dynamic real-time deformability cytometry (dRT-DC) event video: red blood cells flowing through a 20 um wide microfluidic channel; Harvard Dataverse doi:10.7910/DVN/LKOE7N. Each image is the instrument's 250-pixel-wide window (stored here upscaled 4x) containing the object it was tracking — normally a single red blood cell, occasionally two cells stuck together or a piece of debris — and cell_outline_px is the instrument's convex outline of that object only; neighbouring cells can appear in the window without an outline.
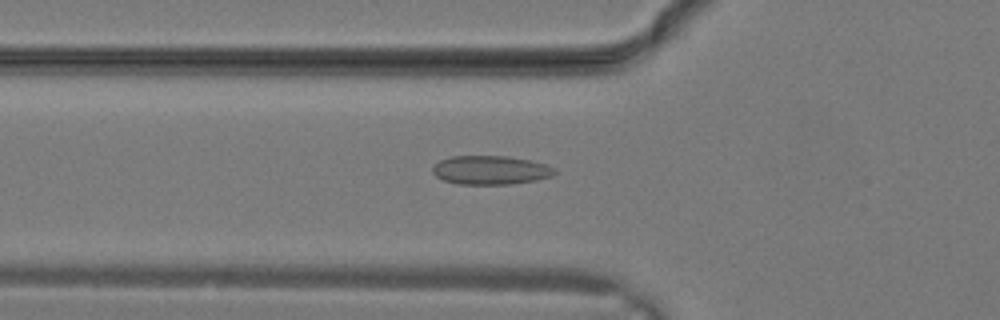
{"species": "common noctule bat (a hibernating species)", "species_latin": "Nyctalus noctula", "temperature_condition": "warm", "stored_images_in_passage": 16, "camera_frame_rate_fps": 3000, "um_per_image_px": 0.085, "animal": {"sex": "male", "body_mass_g": 19.2, "forearm_length_mm": 51.8}, "frame": {"image": 1, "passage_image": 10, "time_ms": 3.0, "image_size_px": [1000, 320], "cell_outline_px": [[556, 172], [552, 176], [536, 180], [512, 184], [456, 184], [444, 180], [436, 176], [432, 172], [432, 168], [440, 160], [452, 156], [508, 156], [532, 160], [556, 168]], "centroid_in_image_um": [41.71, 14.46], "position_along_channel_um": 84.1, "area_um2": 20.58}}
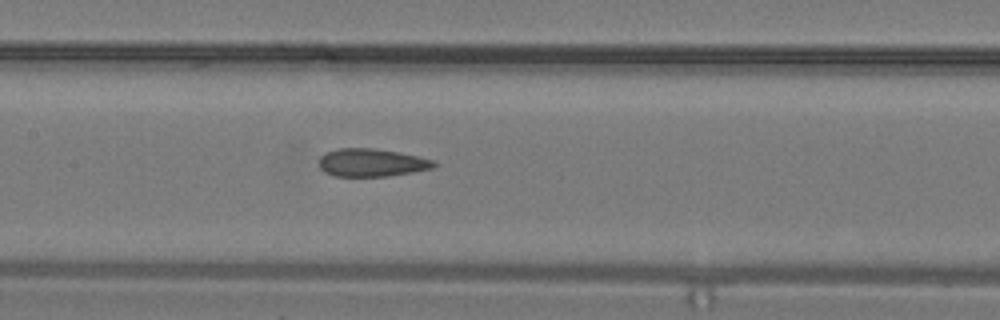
{"frame": {"image": 2, "passage_image": 14, "time_ms": 4.333, "image_size_px": [1000, 320], "cell_outline_px": [[436, 164], [432, 168], [412, 172], [388, 176], [336, 176], [324, 172], [320, 168], [320, 156], [324, 152], [340, 148], [372, 148], [400, 152], [432, 160]], "centroid_in_image_um": [31.54, 13.82], "position_along_channel_um": 175.9, "area_um2": 18.55}}
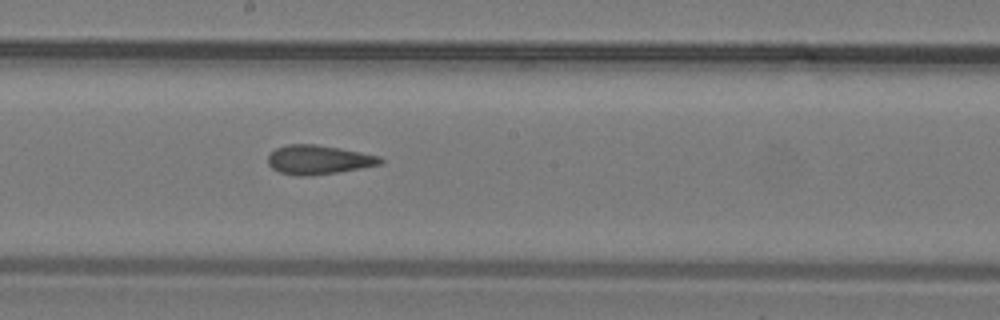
{"frame": {"image": 3, "passage_image": 16, "time_ms": 5.0, "image_size_px": [1000, 320], "cell_outline_px": [[384, 164], [312, 176], [296, 176], [280, 172], [272, 168], [268, 164], [268, 156], [276, 148], [288, 144], [316, 144], [340, 148], [380, 156], [384, 160]], "centroid_in_image_um": [27.08, 13.58], "position_along_channel_um": 221.1, "area_um2": 19.13}}